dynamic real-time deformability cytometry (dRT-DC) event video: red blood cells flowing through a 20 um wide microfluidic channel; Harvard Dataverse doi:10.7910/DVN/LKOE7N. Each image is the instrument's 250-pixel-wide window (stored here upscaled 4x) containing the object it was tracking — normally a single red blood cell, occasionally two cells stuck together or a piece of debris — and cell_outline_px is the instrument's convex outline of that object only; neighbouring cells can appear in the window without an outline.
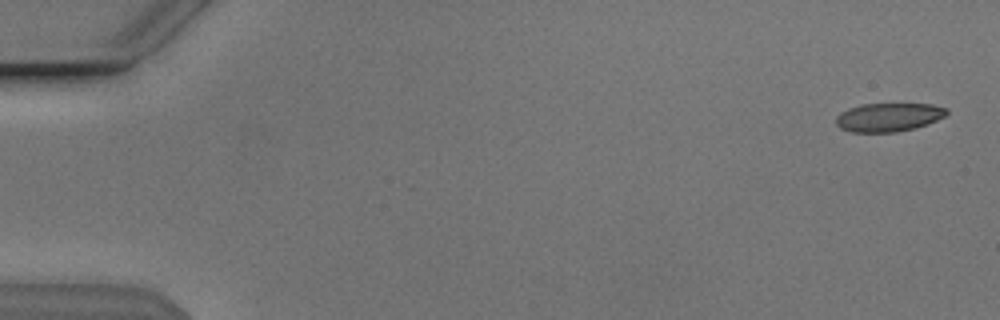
{"species": "Egyptian fruit bat (a non-hibernating species)", "species_latin": "Rousettus aegyptiacus", "temperature_condition": "cold", "stored_images_in_passage": 54, "camera_frame_rate_fps": 3000, "um_per_image_px": 0.085, "animal": {"sex": "male"}, "frame": {"image": 1, "passage_image": 2, "time_ms": 0.333, "image_size_px": [1000, 320], "cell_outline_px": [[948, 112], [944, 116], [936, 120], [912, 128], [896, 132], [852, 132], [840, 128], [836, 124], [836, 116], [840, 112], [848, 108], [860, 104], [932, 104], [948, 108]], "centroid_in_image_um": [75.48, 9.95], "position_along_channel_um": 9.5, "area_um2": 18.32}}
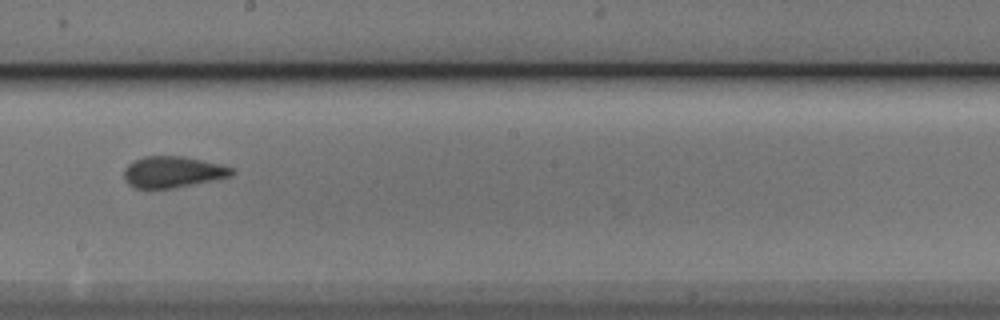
{"frame": {"image": 2, "passage_image": 31, "time_ms": 10.0, "image_size_px": [1000, 320], "cell_outline_px": [[236, 172], [232, 176], [172, 188], [136, 188], [128, 184], [124, 176], [124, 168], [132, 160], [144, 156], [184, 156], [220, 164], [236, 168]], "centroid_in_image_um": [14.7, 14.6], "position_along_channel_um": 233.5, "area_um2": 19.71}}
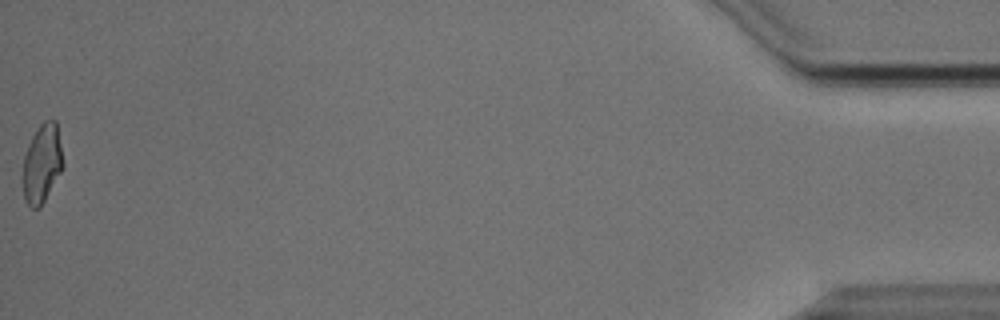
{"frame": {"image": 3, "passage_image": 54, "time_ms": 17.667, "image_size_px": [1000, 320], "cell_outline_px": [[64, 164], [60, 172], [40, 208], [32, 208], [24, 200], [24, 156], [28, 144], [32, 136], [40, 124], [44, 120], [56, 120]], "centroid_in_image_um": [3.58, 13.87], "position_along_channel_um": 431.6, "area_um2": 18.09}, "authors_computed_cell_mechanics": {"area_um2": 19.652, "velocity_mm_per_s": 3.8495, "shape_relaxation_time_tau1_ms": 4.764, "shape_relaxation_time_tau2_ms": 1.2183, "deformation_change_tau1": 0.1326, "deformation_change_tau2": 0.0629}}